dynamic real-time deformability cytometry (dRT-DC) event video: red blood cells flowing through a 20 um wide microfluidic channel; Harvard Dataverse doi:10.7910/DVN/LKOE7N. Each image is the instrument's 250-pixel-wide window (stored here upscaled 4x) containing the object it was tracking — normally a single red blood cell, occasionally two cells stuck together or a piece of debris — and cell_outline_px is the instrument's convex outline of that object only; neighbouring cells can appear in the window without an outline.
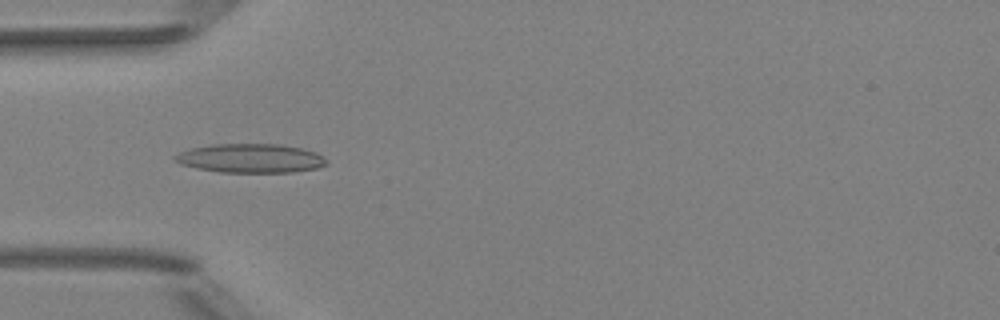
{"species": "Egyptian fruit bat (a non-hibernating species)", "species_latin": "Rousettus aegyptiacus", "temperature_condition": "room temperature", "stored_images_in_passage": 44, "camera_frame_rate_fps": 3000, "um_per_image_px": 0.085, "animal": {"sex": "female"}, "frame": {"image": 1, "passage_image": 9, "time_ms": 2.667, "image_size_px": [1000, 320], "cell_outline_px": [[328, 164], [316, 168], [292, 172], [220, 172], [196, 168], [180, 164], [172, 156], [180, 152], [192, 148], [212, 144], [280, 144], [300, 148], [316, 152], [328, 160]], "centroid_in_image_um": [21.3, 13.45], "position_along_channel_um": 63.7, "area_um2": 25.55}}
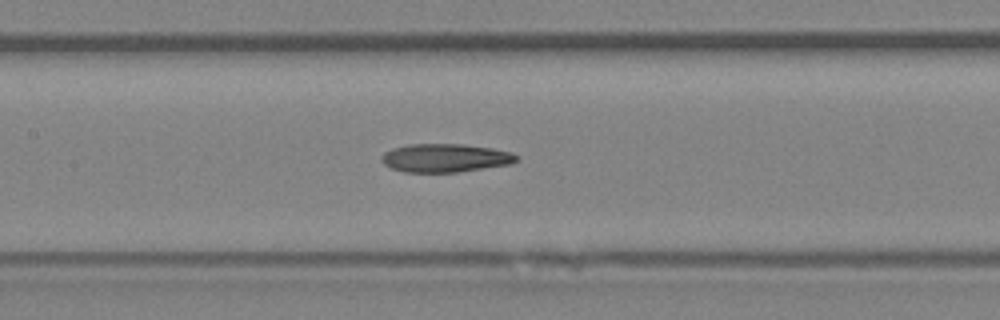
{"frame": {"image": 2, "passage_image": 17, "time_ms": 5.333, "image_size_px": [1000, 320], "cell_outline_px": [[520, 156], [516, 160], [508, 164], [456, 172], [404, 172], [392, 168], [384, 164], [380, 160], [384, 152], [392, 148], [408, 144], [464, 144], [492, 148], [512, 152]], "centroid_in_image_um": [37.81, 13.41], "position_along_channel_um": 169.6, "area_um2": 22.25}}
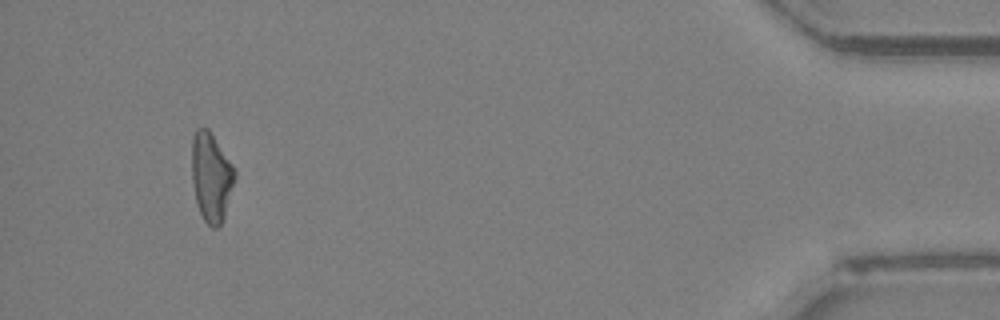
{"frame": {"image": 3, "passage_image": 41, "time_ms": 13.333, "image_size_px": [1000, 320], "cell_outline_px": [[236, 176], [224, 216], [220, 224], [216, 228], [212, 228], [204, 220], [200, 212], [196, 200], [192, 180], [192, 136], [196, 128], [208, 128], [236, 168]], "centroid_in_image_um": [17.96, 15.01], "position_along_channel_um": 417.2, "area_um2": 22.25}, "authors_computed_cell_mechanics": {"area_um2": 22.3686, "velocity_mm_per_s": 4.0217, "shape_relaxation_time_tau1_ms": 6.6759, "shape_relaxation_time_tau2_ms": 8.3909, "deformation_change_tau1": 0.2108, "deformation_change_tau2": 0.2249}}